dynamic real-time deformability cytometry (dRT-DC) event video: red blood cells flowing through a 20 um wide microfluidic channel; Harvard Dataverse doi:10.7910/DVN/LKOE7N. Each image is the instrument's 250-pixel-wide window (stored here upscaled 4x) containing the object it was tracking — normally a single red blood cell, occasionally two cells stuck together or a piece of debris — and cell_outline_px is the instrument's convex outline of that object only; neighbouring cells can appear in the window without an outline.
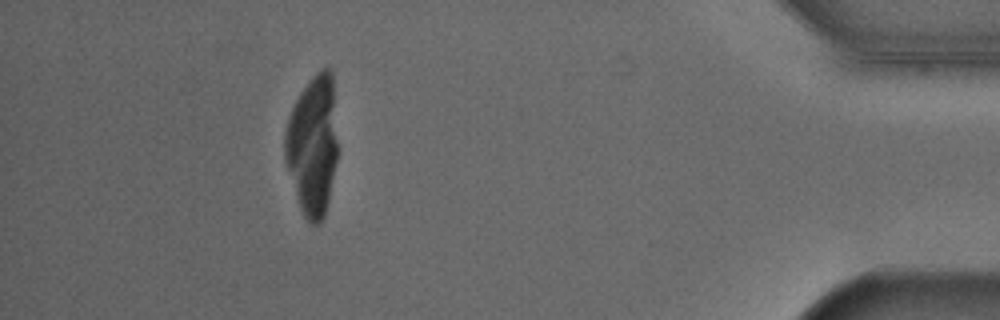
{"species": "Egyptian fruit bat (a non-hibernating species)", "species_latin": "Rousettus aegyptiacus", "temperature_condition": "cold", "stored_images_in_passage": 53, "camera_frame_rate_fps": 3000, "um_per_image_px": 0.085, "animal": {"sex": "male"}, "frame": {"image": 1, "passage_image": 48, "time_ms": 15.667, "image_size_px": [1000, 320], "cell_outline_px": [[336, 160], [328, 200], [324, 216], [320, 224], [308, 224], [300, 208], [284, 160], [284, 132], [288, 116], [300, 92], [312, 76], [320, 68], [332, 68], [336, 140]], "centroid_in_image_um": [26.55, 12.34], "position_along_channel_um": 408.7, "area_um2": 43.0}}